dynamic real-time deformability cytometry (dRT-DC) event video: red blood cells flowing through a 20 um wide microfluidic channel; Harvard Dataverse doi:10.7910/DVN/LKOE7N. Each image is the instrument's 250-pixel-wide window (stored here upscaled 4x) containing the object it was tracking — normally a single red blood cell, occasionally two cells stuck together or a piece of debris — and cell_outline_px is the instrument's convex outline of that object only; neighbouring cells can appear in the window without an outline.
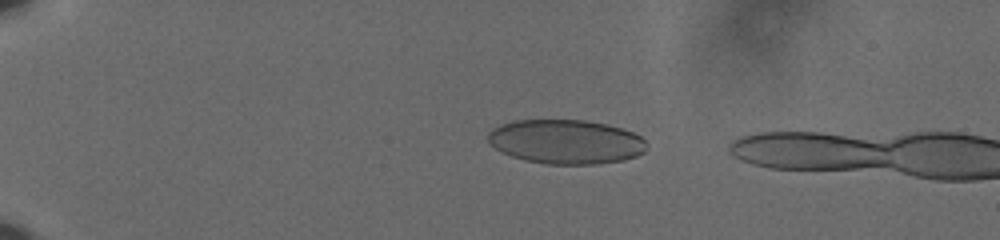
{"species": "human", "species_latin": "Homo sapiens", "temperature_condition": "cold", "stored_images_in_passage": 54, "camera_frame_rate_fps": 3000, "um_per_image_px": 0.085, "donor": {"sex": "male"}, "frame": {"image": 1, "passage_image": 11, "time_ms": 3.333, "image_size_px": [1000, 240], "cell_outline_px": [[648, 148], [644, 152], [636, 156], [624, 160], [596, 164], [544, 164], [524, 160], [512, 156], [496, 148], [488, 140], [488, 132], [492, 128], [500, 124], [512, 120], [584, 120], [608, 124], [624, 128], [640, 136], [644, 140]], "centroid_in_image_um": [48.12, 12.04], "position_along_channel_um": 36.9, "area_um2": 41.15}}
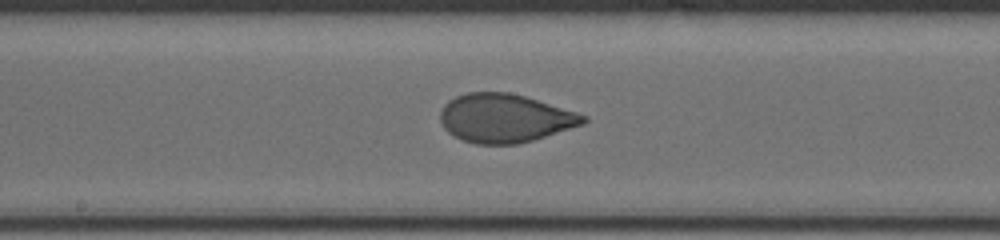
{"frame": {"image": 2, "passage_image": 31, "time_ms": 10.0, "image_size_px": [1000, 240], "cell_outline_px": [[588, 120], [584, 124], [532, 140], [516, 144], [476, 144], [464, 140], [448, 132], [444, 128], [440, 120], [440, 112], [444, 104], [448, 100], [456, 96], [468, 92], [508, 92], [524, 96], [576, 112], [588, 116]], "centroid_in_image_um": [42.89, 10.04], "position_along_channel_um": 205.3, "area_um2": 40.23}}
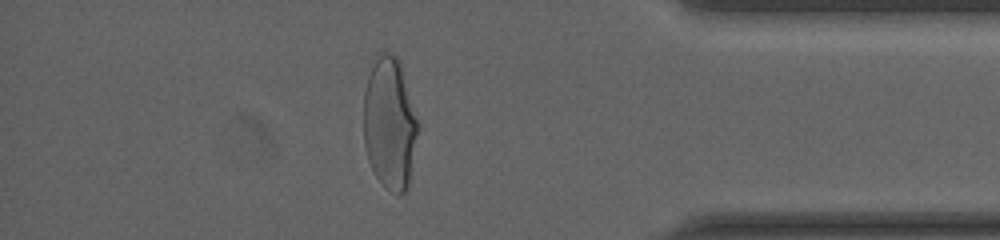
{"frame": {"image": 3, "passage_image": 49, "time_ms": 16.0, "image_size_px": [1000, 240], "cell_outline_px": [[420, 124], [408, 188], [400, 196], [396, 196], [384, 188], [376, 176], [368, 160], [364, 144], [364, 92], [368, 76], [376, 52], [388, 52], [396, 56], [400, 60]], "centroid_in_image_um": [33.14, 10.5], "position_along_channel_um": 402.1, "area_um2": 42.83}}